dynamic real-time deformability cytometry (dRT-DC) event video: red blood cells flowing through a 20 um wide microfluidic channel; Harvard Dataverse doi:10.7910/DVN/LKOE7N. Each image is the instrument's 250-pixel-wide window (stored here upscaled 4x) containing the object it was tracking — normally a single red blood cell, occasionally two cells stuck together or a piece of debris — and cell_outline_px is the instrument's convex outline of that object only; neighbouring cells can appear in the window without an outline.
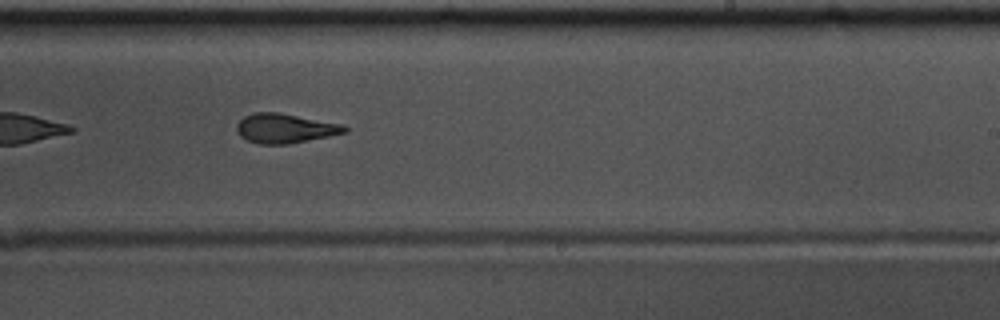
{"species": "common noctule bat (a hibernating species)", "species_latin": "Nyctalus noctula", "temperature_condition": "warm", "stored_images_in_passage": 40, "camera_frame_rate_fps": 3000, "um_per_image_px": 0.085, "animal": {"sex": "male", "body_mass_g": 17.5, "forearm_length_mm": 52.3}, "frame": {"image": 1, "passage_image": 18, "time_ms": 5.667, "image_size_px": [1000, 320], "cell_outline_px": [[348, 132], [328, 136], [284, 144], [260, 144], [248, 140], [240, 136], [236, 132], [236, 124], [244, 116], [252, 112], [280, 112], [344, 124], [348, 128]], "centroid_in_image_um": [24.21, 10.88], "position_along_channel_um": 264.8, "area_um2": 18.61}, "authors_computed_cell_mechanics": {"area_um2": 19.0162, "velocity_mm_per_s": 3.6458, "shape_relaxation_time_tau1_ms": 6.5824, "shape_relaxation_time_tau2_ms": 1.9888, "deformation_change_tau1": 0.2051, "deformation_change_tau2": 0.1096}}